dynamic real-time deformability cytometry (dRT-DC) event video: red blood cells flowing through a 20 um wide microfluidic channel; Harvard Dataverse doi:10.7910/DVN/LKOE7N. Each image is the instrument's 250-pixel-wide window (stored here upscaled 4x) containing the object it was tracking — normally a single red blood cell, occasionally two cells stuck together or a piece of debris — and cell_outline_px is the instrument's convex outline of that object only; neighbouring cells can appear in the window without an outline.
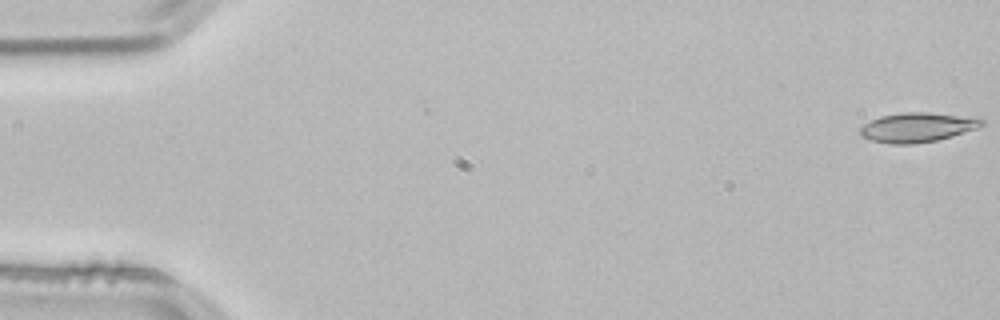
{"species": "common noctule bat (a hibernating species)", "species_latin": "Nyctalus noctula", "temperature_condition": "room temperature", "stored_images_in_passage": 4, "camera_frame_rate_fps": 3000, "um_per_image_px": 0.085, "animal": {"sex": "male", "body_mass_g": 21.5, "forearm_length_mm": 52.0}, "frame": {"image": 1, "passage_image": 1, "time_ms": 0.0, "image_size_px": [1000, 320], "cell_outline_px": [[984, 124], [976, 128], [952, 136], [936, 140], [912, 144], [888, 144], [872, 140], [860, 136], [860, 128], [864, 124], [880, 116], [904, 112], [924, 112], [980, 116], [984, 120]], "centroid_in_image_um": [78.02, 10.81], "position_along_channel_um": 7.0, "area_um2": 21.1}}